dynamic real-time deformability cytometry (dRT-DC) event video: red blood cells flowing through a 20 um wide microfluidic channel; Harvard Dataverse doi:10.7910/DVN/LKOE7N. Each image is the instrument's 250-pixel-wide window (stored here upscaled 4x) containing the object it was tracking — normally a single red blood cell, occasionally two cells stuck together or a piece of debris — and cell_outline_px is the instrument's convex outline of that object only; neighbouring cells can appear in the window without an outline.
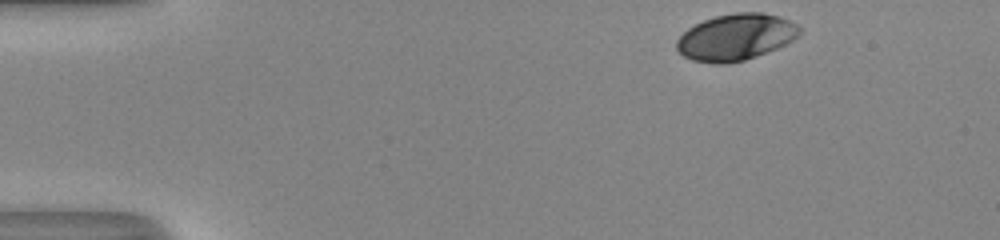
{"species": "human", "species_latin": "Homo sapiens", "temperature_condition": "room temperature", "stored_images_in_passage": 37, "camera_frame_rate_fps": 3000, "um_per_image_px": 0.085, "donor": {"sex": "male"}, "frame": {"image": 1, "passage_image": 1, "time_ms": 0.0, "image_size_px": [1000, 240], "cell_outline_px": [[800, 32], [792, 40], [776, 48], [756, 56], [744, 60], [724, 64], [712, 64], [692, 60], [684, 56], [676, 48], [676, 40], [688, 28], [704, 20], [716, 16], [736, 12], [760, 12], [780, 16], [796, 24], [800, 28]], "centroid_in_image_um": [62.51, 3.16], "position_along_channel_um": 22.5, "area_um2": 33.06}}
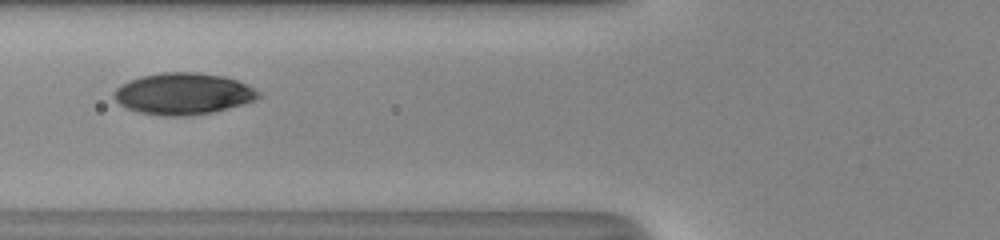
{"frame": {"image": 2, "passage_image": 15, "time_ms": 4.667, "image_size_px": [1000, 240], "cell_outline_px": [[260, 96], [256, 100], [212, 112], [184, 116], [164, 116], [140, 112], [128, 108], [120, 104], [112, 96], [112, 92], [120, 84], [128, 80], [140, 76], [160, 72], [196, 72], [224, 76], [236, 80], [260, 92]], "centroid_in_image_um": [15.52, 7.95], "position_along_channel_um": 110.3, "area_um2": 34.91}}
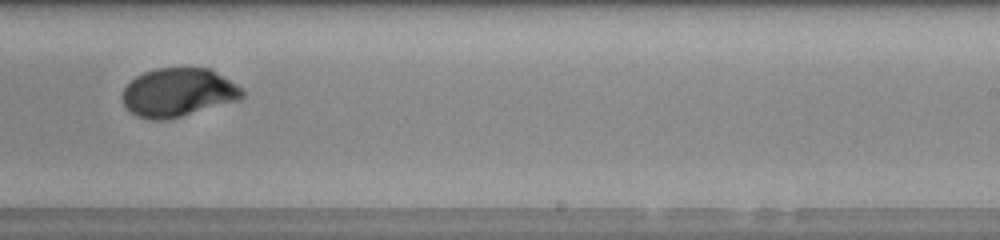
{"frame": {"image": 3, "passage_image": 27, "time_ms": 8.667, "image_size_px": [1000, 240], "cell_outline_px": [[244, 96], [240, 100], [180, 116], [164, 120], [152, 120], [136, 116], [124, 104], [120, 96], [124, 88], [136, 76], [144, 72], [156, 68], [212, 68], [236, 84], [244, 92]], "centroid_in_image_um": [15.14, 7.85], "position_along_channel_um": 273.9, "area_um2": 33.87}, "authors_computed_cell_mechanics": {"area_um2": 34.4488, "velocity_mm_per_s": 4.0995, "shape_relaxation_time_tau1_ms": 4.6429, "shape_relaxation_time_tau2_ms": null, "deformation_change_tau1": 0.1776, "deformation_change_tau2": null}}